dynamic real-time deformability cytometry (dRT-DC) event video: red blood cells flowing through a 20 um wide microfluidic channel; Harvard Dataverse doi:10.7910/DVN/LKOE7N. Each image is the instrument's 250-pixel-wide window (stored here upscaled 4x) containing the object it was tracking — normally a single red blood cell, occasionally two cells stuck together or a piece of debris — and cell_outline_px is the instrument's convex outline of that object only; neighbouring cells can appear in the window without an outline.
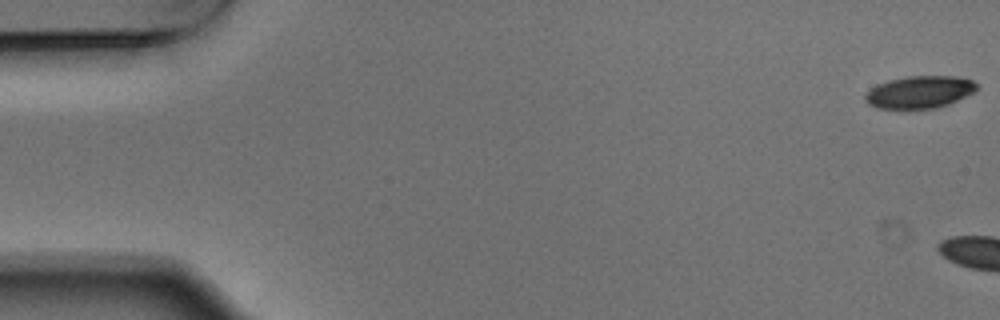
{"species": "Egyptian fruit bat (a non-hibernating species)", "species_latin": "Rousettus aegyptiacus", "temperature_condition": "warm", "stored_images_in_passage": 7, "camera_frame_rate_fps": 3000, "um_per_image_px": 0.085, "animal": {"sex": "male"}, "frame": {"image": 1, "passage_image": 1, "time_ms": 0.0, "image_size_px": [1000, 320], "cell_outline_px": [[980, 88], [948, 104], [936, 108], [876, 108], [868, 104], [864, 100], [864, 96], [876, 84], [888, 80], [908, 76], [956, 76], [972, 80]], "centroid_in_image_um": [78.14, 7.81], "position_along_channel_um": 6.9, "area_um2": 20.87}}